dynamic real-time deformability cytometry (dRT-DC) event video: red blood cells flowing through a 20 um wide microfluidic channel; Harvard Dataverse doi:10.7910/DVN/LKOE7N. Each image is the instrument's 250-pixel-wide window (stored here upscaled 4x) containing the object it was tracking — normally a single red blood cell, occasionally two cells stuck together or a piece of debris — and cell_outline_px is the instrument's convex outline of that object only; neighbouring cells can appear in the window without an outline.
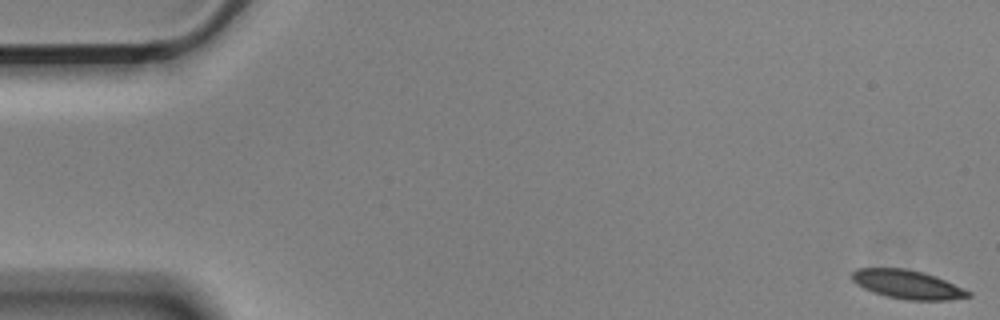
{"species": "Egyptian fruit bat (a non-hibernating species)", "species_latin": "Rousettus aegyptiacus", "temperature_condition": "cold", "stored_images_in_passage": 21, "camera_frame_rate_fps": 3000, "um_per_image_px": 0.085, "animal": {"sex": "male"}, "frame": {"image": 1, "passage_image": 1, "time_ms": 0.0, "image_size_px": [1000, 320], "cell_outline_px": [[972, 296], [948, 300], [908, 300], [888, 296], [872, 292], [856, 284], [852, 280], [852, 272], [856, 268], [904, 268], [936, 276], [972, 292]], "centroid_in_image_um": [77.13, 24.18], "position_along_channel_um": 7.9, "area_um2": 19.36}}
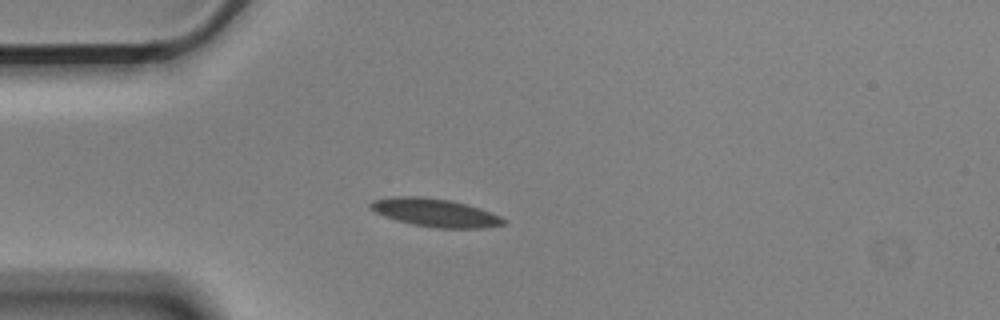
{"frame": {"image": 2, "passage_image": 15, "time_ms": 4.667, "image_size_px": [1000, 320], "cell_outline_px": [[504, 224], [484, 228], [436, 228], [412, 224], [396, 220], [384, 216], [368, 208], [368, 204], [372, 200], [392, 196], [420, 196], [448, 200], [468, 204], [480, 208], [500, 216], [504, 220]], "centroid_in_image_um": [36.94, 18.07], "position_along_channel_um": 48.1, "area_um2": 21.85}}
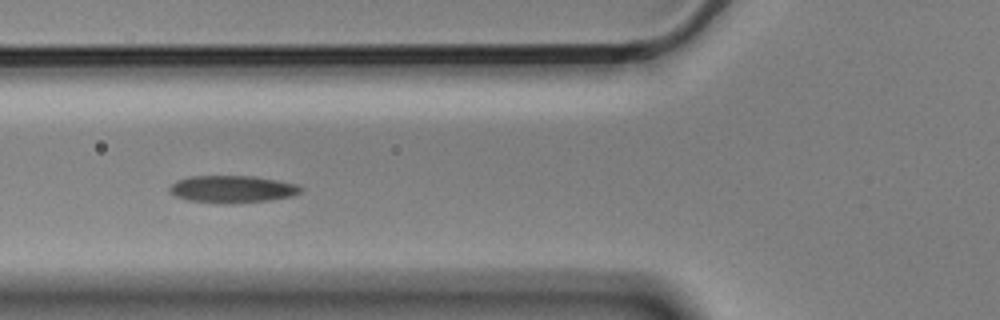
{"frame": {"image": 3, "passage_image": 21, "time_ms": 6.667, "image_size_px": [1000, 320], "cell_outline_px": [[304, 188], [300, 192], [292, 196], [268, 200], [188, 200], [176, 196], [168, 192], [168, 188], [176, 180], [192, 176], [256, 176], [296, 184]], "centroid_in_image_um": [19.74, 16.01], "position_along_channel_um": 106.1, "area_um2": 19.65}}